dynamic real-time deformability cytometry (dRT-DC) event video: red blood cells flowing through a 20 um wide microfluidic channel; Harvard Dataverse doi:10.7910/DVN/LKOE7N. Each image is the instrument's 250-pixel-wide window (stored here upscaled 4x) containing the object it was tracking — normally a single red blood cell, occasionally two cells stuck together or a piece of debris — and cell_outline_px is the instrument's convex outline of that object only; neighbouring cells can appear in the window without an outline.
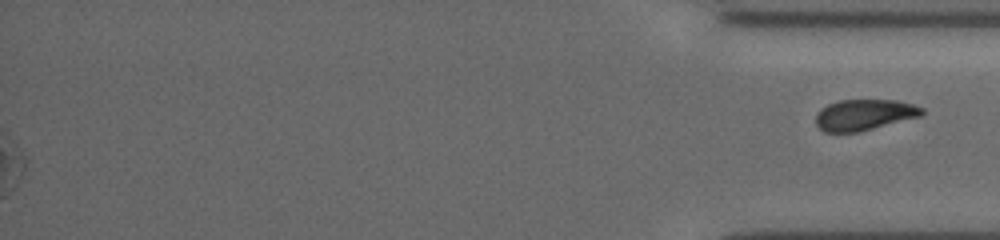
{"species": "common noctule bat (a hibernating species)", "species_latin": "Nyctalus noctula", "temperature_condition": "cold", "stored_images_in_passage": 51, "segment_of_instrument_passage": [2, 2], "camera_frame_rate_fps": 3000, "um_per_image_px": 0.085, "animal": {"sex": "female", "body_mass_g": 19.5, "forearm_length_mm": 54.1}, "frame": {"image": 1, "passage_image": 51, "time_ms": 16.667, "image_size_px": [1000, 240], "cell_outline_px": [[924, 112], [920, 116], [856, 132], [824, 132], [816, 124], [816, 116], [820, 108], [828, 104], [840, 100], [896, 100], [912, 104], [924, 108]], "centroid_in_image_um": [73.44, 9.74], "position_along_channel_um": 361.8, "area_um2": 18.9}}